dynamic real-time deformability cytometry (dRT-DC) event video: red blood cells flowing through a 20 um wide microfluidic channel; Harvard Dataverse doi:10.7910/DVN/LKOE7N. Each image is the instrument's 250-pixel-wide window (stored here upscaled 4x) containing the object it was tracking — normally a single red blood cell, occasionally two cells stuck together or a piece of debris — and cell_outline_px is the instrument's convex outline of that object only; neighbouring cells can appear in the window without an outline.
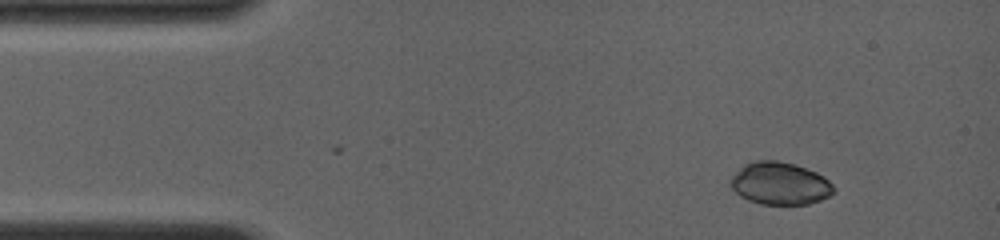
{"species": "common noctule bat (a hibernating species)", "species_latin": "Nyctalus noctula", "temperature_condition": "room temperature", "stored_images_in_passage": 15, "camera_frame_rate_fps": 4000, "um_per_image_px": 0.085, "animal": {"sex": "female", "body_mass_g": 19.0, "forearm_length_mm": 56.7}, "frame": {"image": 1, "passage_image": 1, "time_ms": 0.0, "image_size_px": [1000, 240], "cell_outline_px": [[836, 192], [820, 200], [808, 204], [760, 204], [748, 200], [740, 196], [728, 184], [728, 180], [744, 164], [756, 160], [776, 160], [792, 164], [816, 172], [824, 176], [836, 188]], "centroid_in_image_um": [66.28, 15.6], "position_along_channel_um": 18.7, "area_um2": 25.61}}
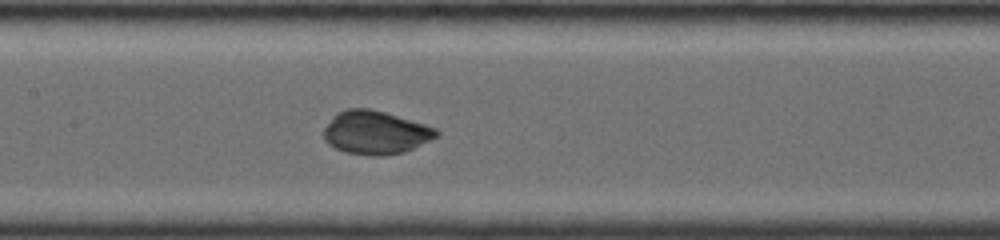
{"frame": {"image": 2, "passage_image": 9, "time_ms": 5.75, "image_size_px": [1000, 240], "cell_outline_px": [[440, 136], [404, 152], [384, 156], [372, 156], [344, 152], [328, 144], [324, 140], [324, 128], [336, 112], [348, 108], [368, 108], [384, 112], [424, 124], [436, 128], [440, 132]], "centroid_in_image_um": [31.92, 11.27], "position_along_channel_um": 175.5, "area_um2": 28.55}}
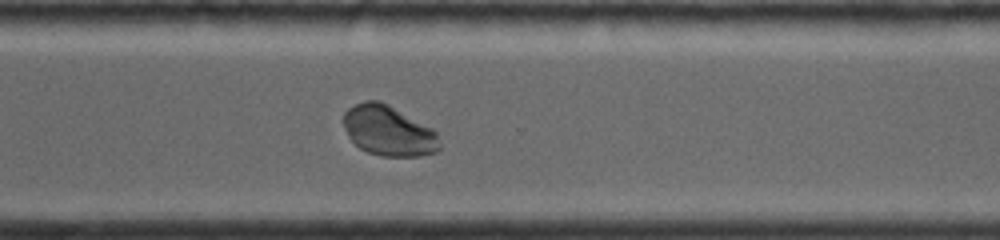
{"frame": {"image": 3, "passage_image": 15, "time_ms": 9.75, "image_size_px": [1000, 240], "cell_outline_px": [[440, 152], [420, 156], [380, 156], [368, 152], [360, 148], [348, 136], [344, 128], [344, 112], [348, 108], [364, 100], [380, 100], [388, 104], [432, 128], [436, 132], [440, 144]], "centroid_in_image_um": [33.04, 11.12], "position_along_channel_um": 337.6, "area_um2": 28.21}}